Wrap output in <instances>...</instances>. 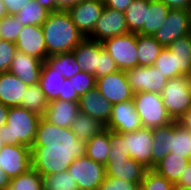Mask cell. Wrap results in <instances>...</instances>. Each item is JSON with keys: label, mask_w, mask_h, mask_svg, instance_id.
<instances>
[{"label": "cell", "mask_w": 191, "mask_h": 190, "mask_svg": "<svg viewBox=\"0 0 191 190\" xmlns=\"http://www.w3.org/2000/svg\"><path fill=\"white\" fill-rule=\"evenodd\" d=\"M31 150V167L42 177L68 171L73 160L86 154V142L71 128L54 125L41 117Z\"/></svg>", "instance_id": "1"}, {"label": "cell", "mask_w": 191, "mask_h": 190, "mask_svg": "<svg viewBox=\"0 0 191 190\" xmlns=\"http://www.w3.org/2000/svg\"><path fill=\"white\" fill-rule=\"evenodd\" d=\"M47 57L71 52L85 38L67 10L50 12L42 24Z\"/></svg>", "instance_id": "2"}, {"label": "cell", "mask_w": 191, "mask_h": 190, "mask_svg": "<svg viewBox=\"0 0 191 190\" xmlns=\"http://www.w3.org/2000/svg\"><path fill=\"white\" fill-rule=\"evenodd\" d=\"M40 119V115L25 108L10 107L7 123L0 128L1 142L31 148Z\"/></svg>", "instance_id": "3"}, {"label": "cell", "mask_w": 191, "mask_h": 190, "mask_svg": "<svg viewBox=\"0 0 191 190\" xmlns=\"http://www.w3.org/2000/svg\"><path fill=\"white\" fill-rule=\"evenodd\" d=\"M109 143L111 151L105 165L106 176L136 183L140 186L148 169L125 155L123 136L120 133L109 130Z\"/></svg>", "instance_id": "4"}, {"label": "cell", "mask_w": 191, "mask_h": 190, "mask_svg": "<svg viewBox=\"0 0 191 190\" xmlns=\"http://www.w3.org/2000/svg\"><path fill=\"white\" fill-rule=\"evenodd\" d=\"M189 82L188 75L168 79L161 93L162 103L173 121H179L191 107Z\"/></svg>", "instance_id": "5"}, {"label": "cell", "mask_w": 191, "mask_h": 190, "mask_svg": "<svg viewBox=\"0 0 191 190\" xmlns=\"http://www.w3.org/2000/svg\"><path fill=\"white\" fill-rule=\"evenodd\" d=\"M135 109L143 128H157L173 122L162 103L161 94L138 92L134 94Z\"/></svg>", "instance_id": "6"}, {"label": "cell", "mask_w": 191, "mask_h": 190, "mask_svg": "<svg viewBox=\"0 0 191 190\" xmlns=\"http://www.w3.org/2000/svg\"><path fill=\"white\" fill-rule=\"evenodd\" d=\"M102 44L119 70L127 71L138 66L137 33L129 32L108 38Z\"/></svg>", "instance_id": "7"}, {"label": "cell", "mask_w": 191, "mask_h": 190, "mask_svg": "<svg viewBox=\"0 0 191 190\" xmlns=\"http://www.w3.org/2000/svg\"><path fill=\"white\" fill-rule=\"evenodd\" d=\"M68 172L76 180L78 190H98L106 177L105 165L86 155L74 159Z\"/></svg>", "instance_id": "8"}, {"label": "cell", "mask_w": 191, "mask_h": 190, "mask_svg": "<svg viewBox=\"0 0 191 190\" xmlns=\"http://www.w3.org/2000/svg\"><path fill=\"white\" fill-rule=\"evenodd\" d=\"M123 147L125 155L141 163L148 170L152 169L153 133L152 128H141L132 132H125Z\"/></svg>", "instance_id": "9"}, {"label": "cell", "mask_w": 191, "mask_h": 190, "mask_svg": "<svg viewBox=\"0 0 191 190\" xmlns=\"http://www.w3.org/2000/svg\"><path fill=\"white\" fill-rule=\"evenodd\" d=\"M132 92H152L161 94L168 79L154 66H136L125 71Z\"/></svg>", "instance_id": "10"}, {"label": "cell", "mask_w": 191, "mask_h": 190, "mask_svg": "<svg viewBox=\"0 0 191 190\" xmlns=\"http://www.w3.org/2000/svg\"><path fill=\"white\" fill-rule=\"evenodd\" d=\"M103 0H84L67 9L72 22L84 37H88L104 10Z\"/></svg>", "instance_id": "11"}, {"label": "cell", "mask_w": 191, "mask_h": 190, "mask_svg": "<svg viewBox=\"0 0 191 190\" xmlns=\"http://www.w3.org/2000/svg\"><path fill=\"white\" fill-rule=\"evenodd\" d=\"M189 34V10L171 9L163 25L153 36L163 47Z\"/></svg>", "instance_id": "12"}, {"label": "cell", "mask_w": 191, "mask_h": 190, "mask_svg": "<svg viewBox=\"0 0 191 190\" xmlns=\"http://www.w3.org/2000/svg\"><path fill=\"white\" fill-rule=\"evenodd\" d=\"M96 88L112 105L131 100L134 97L125 71L121 70L97 78Z\"/></svg>", "instance_id": "13"}, {"label": "cell", "mask_w": 191, "mask_h": 190, "mask_svg": "<svg viewBox=\"0 0 191 190\" xmlns=\"http://www.w3.org/2000/svg\"><path fill=\"white\" fill-rule=\"evenodd\" d=\"M129 33L125 14L119 10L104 7L93 32L87 37L97 42Z\"/></svg>", "instance_id": "14"}, {"label": "cell", "mask_w": 191, "mask_h": 190, "mask_svg": "<svg viewBox=\"0 0 191 190\" xmlns=\"http://www.w3.org/2000/svg\"><path fill=\"white\" fill-rule=\"evenodd\" d=\"M0 167L15 178L31 169V150L24 145L6 144L0 150Z\"/></svg>", "instance_id": "15"}, {"label": "cell", "mask_w": 191, "mask_h": 190, "mask_svg": "<svg viewBox=\"0 0 191 190\" xmlns=\"http://www.w3.org/2000/svg\"><path fill=\"white\" fill-rule=\"evenodd\" d=\"M105 128L120 134L143 128L133 99L112 105L111 117Z\"/></svg>", "instance_id": "16"}, {"label": "cell", "mask_w": 191, "mask_h": 190, "mask_svg": "<svg viewBox=\"0 0 191 190\" xmlns=\"http://www.w3.org/2000/svg\"><path fill=\"white\" fill-rule=\"evenodd\" d=\"M15 45L17 51L35 57L45 62L47 58V48L45 45L42 26H23Z\"/></svg>", "instance_id": "17"}, {"label": "cell", "mask_w": 191, "mask_h": 190, "mask_svg": "<svg viewBox=\"0 0 191 190\" xmlns=\"http://www.w3.org/2000/svg\"><path fill=\"white\" fill-rule=\"evenodd\" d=\"M78 106L79 112L90 115L105 126L111 117L112 103L96 87L79 98Z\"/></svg>", "instance_id": "18"}, {"label": "cell", "mask_w": 191, "mask_h": 190, "mask_svg": "<svg viewBox=\"0 0 191 190\" xmlns=\"http://www.w3.org/2000/svg\"><path fill=\"white\" fill-rule=\"evenodd\" d=\"M43 61L17 51L9 68V72L16 75L28 86L39 84Z\"/></svg>", "instance_id": "19"}, {"label": "cell", "mask_w": 191, "mask_h": 190, "mask_svg": "<svg viewBox=\"0 0 191 190\" xmlns=\"http://www.w3.org/2000/svg\"><path fill=\"white\" fill-rule=\"evenodd\" d=\"M78 113L77 102L55 99L48 102L43 117L58 127L71 128Z\"/></svg>", "instance_id": "20"}, {"label": "cell", "mask_w": 191, "mask_h": 190, "mask_svg": "<svg viewBox=\"0 0 191 190\" xmlns=\"http://www.w3.org/2000/svg\"><path fill=\"white\" fill-rule=\"evenodd\" d=\"M103 49L102 42L85 37L71 52L81 70L95 76V71L98 69L99 54Z\"/></svg>", "instance_id": "21"}, {"label": "cell", "mask_w": 191, "mask_h": 190, "mask_svg": "<svg viewBox=\"0 0 191 190\" xmlns=\"http://www.w3.org/2000/svg\"><path fill=\"white\" fill-rule=\"evenodd\" d=\"M27 88L28 85L16 75L10 72L0 73V102L7 107L20 106Z\"/></svg>", "instance_id": "22"}, {"label": "cell", "mask_w": 191, "mask_h": 190, "mask_svg": "<svg viewBox=\"0 0 191 190\" xmlns=\"http://www.w3.org/2000/svg\"><path fill=\"white\" fill-rule=\"evenodd\" d=\"M170 10L161 0H148L143 29L138 34L154 36L165 22Z\"/></svg>", "instance_id": "23"}, {"label": "cell", "mask_w": 191, "mask_h": 190, "mask_svg": "<svg viewBox=\"0 0 191 190\" xmlns=\"http://www.w3.org/2000/svg\"><path fill=\"white\" fill-rule=\"evenodd\" d=\"M152 169L171 152L174 137V121L168 125L153 128Z\"/></svg>", "instance_id": "24"}, {"label": "cell", "mask_w": 191, "mask_h": 190, "mask_svg": "<svg viewBox=\"0 0 191 190\" xmlns=\"http://www.w3.org/2000/svg\"><path fill=\"white\" fill-rule=\"evenodd\" d=\"M190 161V159L170 152L157 165H155L153 170L175 184Z\"/></svg>", "instance_id": "25"}, {"label": "cell", "mask_w": 191, "mask_h": 190, "mask_svg": "<svg viewBox=\"0 0 191 190\" xmlns=\"http://www.w3.org/2000/svg\"><path fill=\"white\" fill-rule=\"evenodd\" d=\"M64 81L65 77L55 72L46 62L43 63L39 85L48 102L62 96Z\"/></svg>", "instance_id": "26"}, {"label": "cell", "mask_w": 191, "mask_h": 190, "mask_svg": "<svg viewBox=\"0 0 191 190\" xmlns=\"http://www.w3.org/2000/svg\"><path fill=\"white\" fill-rule=\"evenodd\" d=\"M177 61V77L188 75L191 77V37L186 35L178 38L167 47Z\"/></svg>", "instance_id": "27"}, {"label": "cell", "mask_w": 191, "mask_h": 190, "mask_svg": "<svg viewBox=\"0 0 191 190\" xmlns=\"http://www.w3.org/2000/svg\"><path fill=\"white\" fill-rule=\"evenodd\" d=\"M110 151L111 146L109 143V129L107 128L86 142L85 155L95 162L106 165Z\"/></svg>", "instance_id": "28"}, {"label": "cell", "mask_w": 191, "mask_h": 190, "mask_svg": "<svg viewBox=\"0 0 191 190\" xmlns=\"http://www.w3.org/2000/svg\"><path fill=\"white\" fill-rule=\"evenodd\" d=\"M163 48L153 36L137 34L138 66H153Z\"/></svg>", "instance_id": "29"}, {"label": "cell", "mask_w": 191, "mask_h": 190, "mask_svg": "<svg viewBox=\"0 0 191 190\" xmlns=\"http://www.w3.org/2000/svg\"><path fill=\"white\" fill-rule=\"evenodd\" d=\"M105 129V125L90 115L79 112L71 125V130L79 140L87 142Z\"/></svg>", "instance_id": "30"}, {"label": "cell", "mask_w": 191, "mask_h": 190, "mask_svg": "<svg viewBox=\"0 0 191 190\" xmlns=\"http://www.w3.org/2000/svg\"><path fill=\"white\" fill-rule=\"evenodd\" d=\"M45 62L65 79H70L82 71L72 52L48 56Z\"/></svg>", "instance_id": "31"}, {"label": "cell", "mask_w": 191, "mask_h": 190, "mask_svg": "<svg viewBox=\"0 0 191 190\" xmlns=\"http://www.w3.org/2000/svg\"><path fill=\"white\" fill-rule=\"evenodd\" d=\"M50 11L45 7L37 3L36 0H31L29 4L23 6V8L15 14L16 19L26 25L42 26L49 15Z\"/></svg>", "instance_id": "32"}, {"label": "cell", "mask_w": 191, "mask_h": 190, "mask_svg": "<svg viewBox=\"0 0 191 190\" xmlns=\"http://www.w3.org/2000/svg\"><path fill=\"white\" fill-rule=\"evenodd\" d=\"M48 106V100L45 98L39 84L28 86L23 96L20 107L34 112L41 117L44 116Z\"/></svg>", "instance_id": "33"}, {"label": "cell", "mask_w": 191, "mask_h": 190, "mask_svg": "<svg viewBox=\"0 0 191 190\" xmlns=\"http://www.w3.org/2000/svg\"><path fill=\"white\" fill-rule=\"evenodd\" d=\"M148 0H133L124 12L128 30L131 33H139L145 22Z\"/></svg>", "instance_id": "34"}, {"label": "cell", "mask_w": 191, "mask_h": 190, "mask_svg": "<svg viewBox=\"0 0 191 190\" xmlns=\"http://www.w3.org/2000/svg\"><path fill=\"white\" fill-rule=\"evenodd\" d=\"M171 153L191 160V131L174 121V137H172Z\"/></svg>", "instance_id": "35"}, {"label": "cell", "mask_w": 191, "mask_h": 190, "mask_svg": "<svg viewBox=\"0 0 191 190\" xmlns=\"http://www.w3.org/2000/svg\"><path fill=\"white\" fill-rule=\"evenodd\" d=\"M6 190H43V177L31 168L12 178Z\"/></svg>", "instance_id": "36"}, {"label": "cell", "mask_w": 191, "mask_h": 190, "mask_svg": "<svg viewBox=\"0 0 191 190\" xmlns=\"http://www.w3.org/2000/svg\"><path fill=\"white\" fill-rule=\"evenodd\" d=\"M43 190H78L76 180L68 171L43 177Z\"/></svg>", "instance_id": "37"}, {"label": "cell", "mask_w": 191, "mask_h": 190, "mask_svg": "<svg viewBox=\"0 0 191 190\" xmlns=\"http://www.w3.org/2000/svg\"><path fill=\"white\" fill-rule=\"evenodd\" d=\"M153 66L167 79L177 77L176 56H174L167 47L161 50Z\"/></svg>", "instance_id": "38"}, {"label": "cell", "mask_w": 191, "mask_h": 190, "mask_svg": "<svg viewBox=\"0 0 191 190\" xmlns=\"http://www.w3.org/2000/svg\"><path fill=\"white\" fill-rule=\"evenodd\" d=\"M23 24H21L15 15L7 14L0 19V33L2 40L16 42L20 32L22 31Z\"/></svg>", "instance_id": "39"}, {"label": "cell", "mask_w": 191, "mask_h": 190, "mask_svg": "<svg viewBox=\"0 0 191 190\" xmlns=\"http://www.w3.org/2000/svg\"><path fill=\"white\" fill-rule=\"evenodd\" d=\"M140 187L143 190H173L174 184L155 170L149 169L146 171Z\"/></svg>", "instance_id": "40"}, {"label": "cell", "mask_w": 191, "mask_h": 190, "mask_svg": "<svg viewBox=\"0 0 191 190\" xmlns=\"http://www.w3.org/2000/svg\"><path fill=\"white\" fill-rule=\"evenodd\" d=\"M70 82L79 97L96 87V77L93 74L84 71L78 72L70 78Z\"/></svg>", "instance_id": "41"}, {"label": "cell", "mask_w": 191, "mask_h": 190, "mask_svg": "<svg viewBox=\"0 0 191 190\" xmlns=\"http://www.w3.org/2000/svg\"><path fill=\"white\" fill-rule=\"evenodd\" d=\"M17 52L14 42L7 40L0 41V73L9 72V68Z\"/></svg>", "instance_id": "42"}, {"label": "cell", "mask_w": 191, "mask_h": 190, "mask_svg": "<svg viewBox=\"0 0 191 190\" xmlns=\"http://www.w3.org/2000/svg\"><path fill=\"white\" fill-rule=\"evenodd\" d=\"M119 68L111 56L103 49L99 54L98 69L95 71V77L100 78L110 73L118 71Z\"/></svg>", "instance_id": "43"}, {"label": "cell", "mask_w": 191, "mask_h": 190, "mask_svg": "<svg viewBox=\"0 0 191 190\" xmlns=\"http://www.w3.org/2000/svg\"><path fill=\"white\" fill-rule=\"evenodd\" d=\"M139 187L136 183L106 176L98 190H137Z\"/></svg>", "instance_id": "44"}, {"label": "cell", "mask_w": 191, "mask_h": 190, "mask_svg": "<svg viewBox=\"0 0 191 190\" xmlns=\"http://www.w3.org/2000/svg\"><path fill=\"white\" fill-rule=\"evenodd\" d=\"M79 98L80 97L76 93L72 83L70 82V79H65L62 88V96H59L58 100H66L78 103Z\"/></svg>", "instance_id": "45"}, {"label": "cell", "mask_w": 191, "mask_h": 190, "mask_svg": "<svg viewBox=\"0 0 191 190\" xmlns=\"http://www.w3.org/2000/svg\"><path fill=\"white\" fill-rule=\"evenodd\" d=\"M31 0H3L7 14L15 15Z\"/></svg>", "instance_id": "46"}, {"label": "cell", "mask_w": 191, "mask_h": 190, "mask_svg": "<svg viewBox=\"0 0 191 190\" xmlns=\"http://www.w3.org/2000/svg\"><path fill=\"white\" fill-rule=\"evenodd\" d=\"M174 186L191 189V161L187 167L184 168V172H182L179 180L174 184Z\"/></svg>", "instance_id": "47"}, {"label": "cell", "mask_w": 191, "mask_h": 190, "mask_svg": "<svg viewBox=\"0 0 191 190\" xmlns=\"http://www.w3.org/2000/svg\"><path fill=\"white\" fill-rule=\"evenodd\" d=\"M133 0H103L105 7L125 12Z\"/></svg>", "instance_id": "48"}, {"label": "cell", "mask_w": 191, "mask_h": 190, "mask_svg": "<svg viewBox=\"0 0 191 190\" xmlns=\"http://www.w3.org/2000/svg\"><path fill=\"white\" fill-rule=\"evenodd\" d=\"M170 9H191V0H161Z\"/></svg>", "instance_id": "49"}, {"label": "cell", "mask_w": 191, "mask_h": 190, "mask_svg": "<svg viewBox=\"0 0 191 190\" xmlns=\"http://www.w3.org/2000/svg\"><path fill=\"white\" fill-rule=\"evenodd\" d=\"M82 1L84 0H56V11L67 10L69 7Z\"/></svg>", "instance_id": "50"}, {"label": "cell", "mask_w": 191, "mask_h": 190, "mask_svg": "<svg viewBox=\"0 0 191 190\" xmlns=\"http://www.w3.org/2000/svg\"><path fill=\"white\" fill-rule=\"evenodd\" d=\"M183 127L191 131V107L178 121Z\"/></svg>", "instance_id": "51"}, {"label": "cell", "mask_w": 191, "mask_h": 190, "mask_svg": "<svg viewBox=\"0 0 191 190\" xmlns=\"http://www.w3.org/2000/svg\"><path fill=\"white\" fill-rule=\"evenodd\" d=\"M9 107L0 102V128L7 123Z\"/></svg>", "instance_id": "52"}, {"label": "cell", "mask_w": 191, "mask_h": 190, "mask_svg": "<svg viewBox=\"0 0 191 190\" xmlns=\"http://www.w3.org/2000/svg\"><path fill=\"white\" fill-rule=\"evenodd\" d=\"M11 179L0 167V190H6Z\"/></svg>", "instance_id": "53"}, {"label": "cell", "mask_w": 191, "mask_h": 190, "mask_svg": "<svg viewBox=\"0 0 191 190\" xmlns=\"http://www.w3.org/2000/svg\"><path fill=\"white\" fill-rule=\"evenodd\" d=\"M36 1L50 12H56V0H36Z\"/></svg>", "instance_id": "54"}, {"label": "cell", "mask_w": 191, "mask_h": 190, "mask_svg": "<svg viewBox=\"0 0 191 190\" xmlns=\"http://www.w3.org/2000/svg\"><path fill=\"white\" fill-rule=\"evenodd\" d=\"M7 15L3 0H0V19Z\"/></svg>", "instance_id": "55"}, {"label": "cell", "mask_w": 191, "mask_h": 190, "mask_svg": "<svg viewBox=\"0 0 191 190\" xmlns=\"http://www.w3.org/2000/svg\"><path fill=\"white\" fill-rule=\"evenodd\" d=\"M188 35L191 37V9L189 10V34Z\"/></svg>", "instance_id": "56"}, {"label": "cell", "mask_w": 191, "mask_h": 190, "mask_svg": "<svg viewBox=\"0 0 191 190\" xmlns=\"http://www.w3.org/2000/svg\"><path fill=\"white\" fill-rule=\"evenodd\" d=\"M173 190H191V189L180 188L178 186H174Z\"/></svg>", "instance_id": "57"}, {"label": "cell", "mask_w": 191, "mask_h": 190, "mask_svg": "<svg viewBox=\"0 0 191 190\" xmlns=\"http://www.w3.org/2000/svg\"><path fill=\"white\" fill-rule=\"evenodd\" d=\"M6 145L4 142H1V138H0V150L2 149V147Z\"/></svg>", "instance_id": "58"}, {"label": "cell", "mask_w": 191, "mask_h": 190, "mask_svg": "<svg viewBox=\"0 0 191 190\" xmlns=\"http://www.w3.org/2000/svg\"><path fill=\"white\" fill-rule=\"evenodd\" d=\"M189 89H190V94H191V77H190V82H189Z\"/></svg>", "instance_id": "59"}]
</instances>
